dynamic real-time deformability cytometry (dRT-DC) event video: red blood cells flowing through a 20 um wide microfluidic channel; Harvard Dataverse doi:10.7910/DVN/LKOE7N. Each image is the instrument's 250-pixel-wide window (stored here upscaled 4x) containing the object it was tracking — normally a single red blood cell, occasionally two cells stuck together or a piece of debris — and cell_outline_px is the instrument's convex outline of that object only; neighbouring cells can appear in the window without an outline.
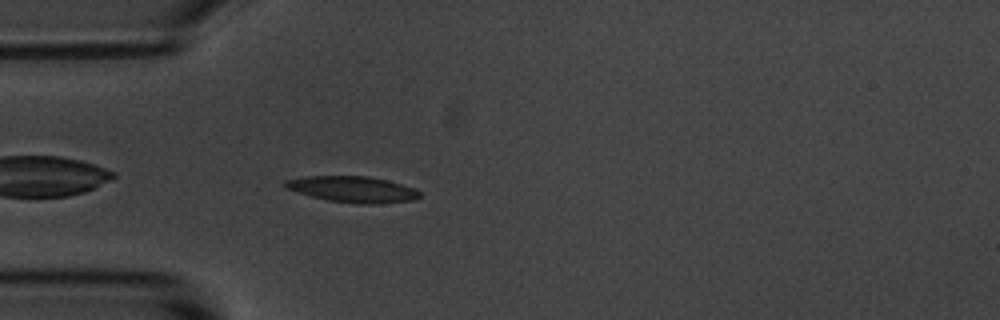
{"species": "common noctule bat (a hibernating species)", "species_latin": "Nyctalus noctula", "temperature_condition": "room temperature", "stored_images_in_passage": 4, "camera_frame_rate_fps": 3000, "um_per_image_px": 0.085, "animal": {"sex": "male", "body_mass_g": 20.1, "forearm_length_mm": 53.5}, "frame": {"image": 1, "passage_image": 4, "time_ms": 3.333, "image_size_px": [1000, 320], "cell_outline_px": [[420, 196], [412, 200], [376, 204], [364, 204], [328, 200], [312, 196], [284, 188], [284, 180], [308, 176], [368, 176], [388, 180], [412, 188], [420, 192]], "centroid_in_image_um": [29.95, 16.08], "position_along_channel_um": 55.0, "area_um2": 20.17}}